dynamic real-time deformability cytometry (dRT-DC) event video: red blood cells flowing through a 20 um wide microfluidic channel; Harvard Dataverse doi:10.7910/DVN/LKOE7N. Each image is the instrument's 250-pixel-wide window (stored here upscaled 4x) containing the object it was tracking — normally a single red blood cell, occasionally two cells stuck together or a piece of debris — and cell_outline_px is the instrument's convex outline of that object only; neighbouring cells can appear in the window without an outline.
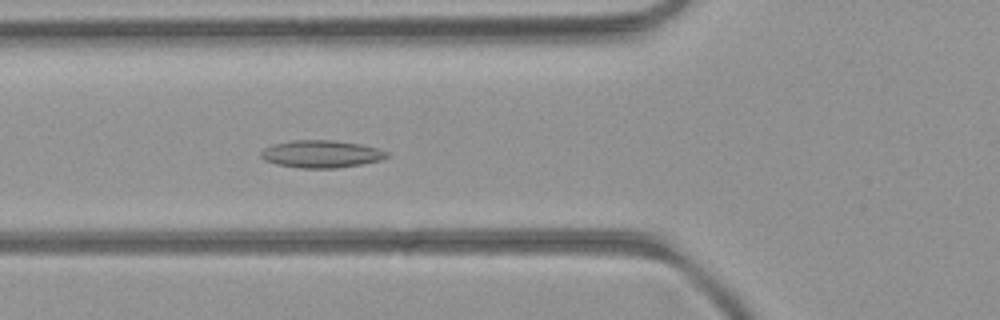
{"species": "common noctule bat (a hibernating species)", "species_latin": "Nyctalus noctula", "temperature_condition": "room temperature", "stored_images_in_passage": 27, "camera_frame_rate_fps": 3000, "um_per_image_px": 0.085, "animal": {"sex": "female", "body_mass_g": 21.9}, "frame": {"image": 1, "passage_image": 4, "time_ms": 1.0, "image_size_px": [1000, 320], "cell_outline_px": [[392, 156], [380, 160], [360, 164], [336, 168], [300, 168], [276, 164], [264, 160], [260, 156], [260, 152], [264, 148], [272, 144], [292, 140], [332, 140], [360, 144], [380, 148], [388, 152]], "centroid_in_image_um": [27.32, 13.08], "position_along_channel_um": 98.5, "area_um2": 20.29}}
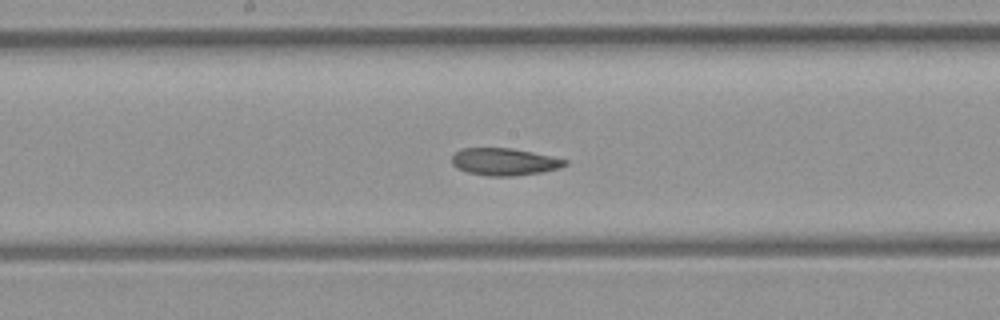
{"frame": {"image": 2, "passage_image": 12, "time_ms": 3.667, "image_size_px": [1000, 320], "cell_outline_px": [[568, 164], [560, 168], [544, 172], [516, 176], [488, 176], [468, 172], [456, 168], [452, 164], [452, 156], [460, 148], [512, 148], [552, 156], [568, 160]], "centroid_in_image_um": [42.89, 13.75], "position_along_channel_um": 205.3, "area_um2": 18.15}}
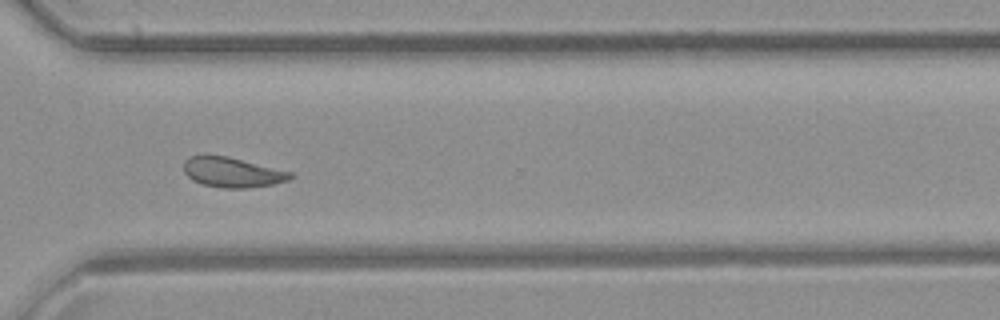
{"frame": {"image": 3, "passage_image": 23, "time_ms": 7.333, "image_size_px": [1000, 320], "cell_outline_px": [[292, 176], [288, 180], [272, 184], [248, 188], [224, 188], [204, 184], [192, 180], [184, 172], [184, 160], [188, 156], [204, 152], [208, 152], [228, 156], [292, 172]], "centroid_in_image_um": [19.66, 14.59], "position_along_channel_um": 350.9, "area_um2": 19.02}, "authors_computed_cell_mechanics": {"area_um2": 18.496, "velocity_mm_per_s": 3.9849, "shape_relaxation_time_tau1_ms": null, "shape_relaxation_time_tau2_ms": 6.0165, "deformation_change_tau1": null, "deformation_change_tau2": 0.1375}}